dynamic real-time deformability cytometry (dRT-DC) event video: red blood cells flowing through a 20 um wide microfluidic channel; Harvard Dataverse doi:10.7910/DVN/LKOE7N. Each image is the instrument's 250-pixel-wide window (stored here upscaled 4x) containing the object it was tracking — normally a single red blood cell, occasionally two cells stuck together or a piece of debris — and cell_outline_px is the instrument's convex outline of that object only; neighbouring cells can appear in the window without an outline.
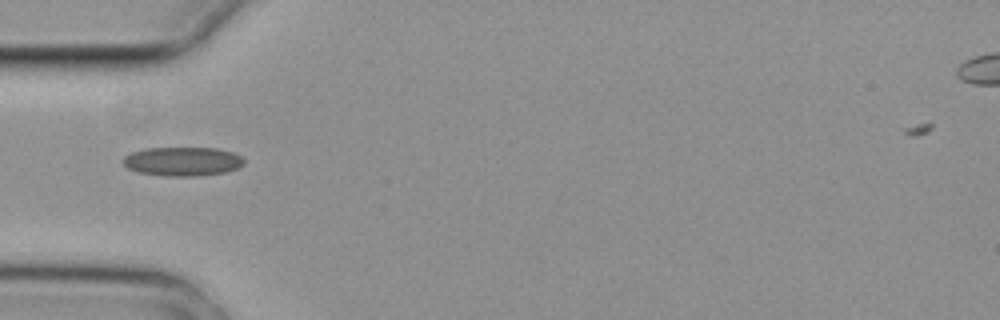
{"species": "common noctule bat (a hibernating species)", "species_latin": "Nyctalus noctula", "temperature_condition": "cold", "stored_images_in_passage": 4, "camera_frame_rate_fps": 3000, "um_per_image_px": 0.085, "animal": {"sex": "female", "body_mass_g": 29.2, "forearm_length_mm": 56.3}, "frame": {"image": 1, "passage_image": 1, "time_ms": 0.0, "image_size_px": [1000, 320], "cell_outline_px": [[244, 164], [236, 168], [224, 172], [196, 176], [164, 176], [140, 172], [128, 168], [120, 160], [124, 156], [132, 152], [144, 148], [216, 148], [232, 152], [240, 156], [244, 160]], "centroid_in_image_um": [15.48, 13.71], "position_along_channel_um": 69.5, "area_um2": 20.35}}
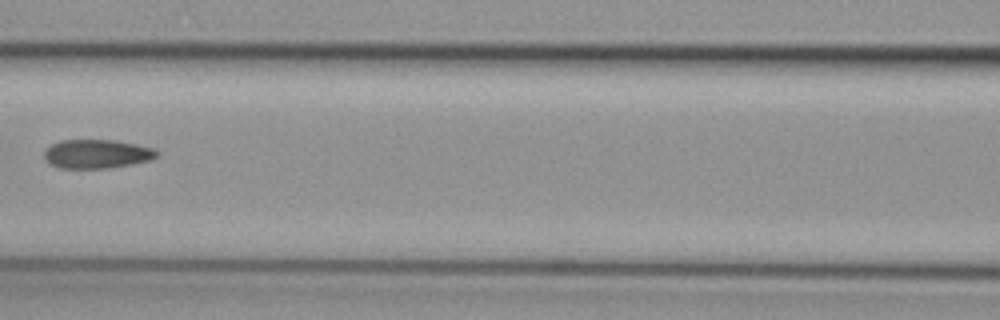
{"frame": {"image": 2, "passage_image": 3, "time_ms": 0.667, "image_size_px": [1000, 320], "cell_outline_px": [[160, 156], [152, 160], [112, 168], [60, 168], [48, 164], [44, 160], [44, 152], [52, 144], [60, 140], [116, 140], [156, 148], [160, 152]], "centroid_in_image_um": [8.28, 13.09], "position_along_channel_um": 158.3, "area_um2": 19.36}}
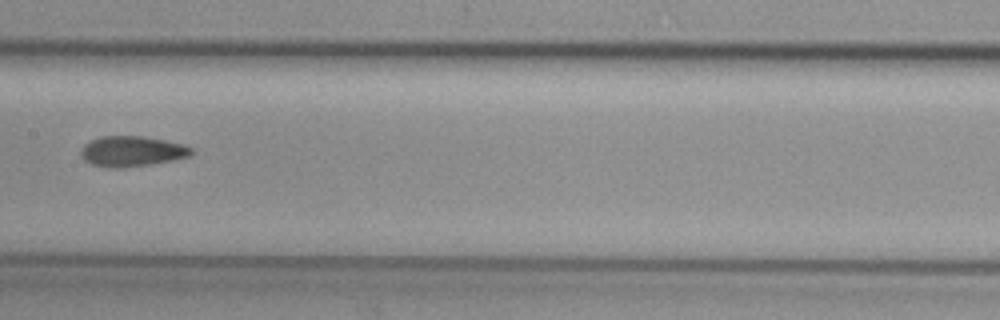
{"frame": {"image": 3, "passage_image": 4, "time_ms": 1.0, "image_size_px": [1000, 320], "cell_outline_px": [[192, 152], [188, 156], [148, 164], [120, 168], [108, 168], [92, 164], [84, 160], [80, 156], [80, 152], [84, 144], [100, 136], [144, 136], [184, 144], [192, 148]], "centroid_in_image_um": [11.15, 12.85], "position_along_channel_um": 196.2, "area_um2": 19.36}}